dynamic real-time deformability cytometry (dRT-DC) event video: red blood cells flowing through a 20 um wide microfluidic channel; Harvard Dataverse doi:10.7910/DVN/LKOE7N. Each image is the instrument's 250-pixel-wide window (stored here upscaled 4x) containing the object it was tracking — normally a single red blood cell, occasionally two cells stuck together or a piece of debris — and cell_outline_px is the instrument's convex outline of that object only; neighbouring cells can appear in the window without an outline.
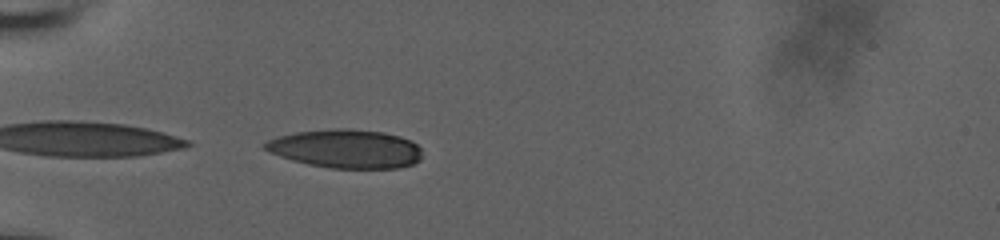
{"species": "human", "species_latin": "Homo sapiens", "temperature_condition": "room temperature", "stored_images_in_passage": 36, "camera_frame_rate_fps": 3000, "um_per_image_px": 0.085, "donor": {"sex": "male"}, "frame": {"image": 1, "passage_image": 1, "time_ms": 0.0, "image_size_px": [1000, 240], "cell_outline_px": [[420, 160], [412, 164], [396, 168], [332, 168], [308, 164], [292, 160], [268, 152], [260, 144], [276, 136], [296, 132], [332, 128], [352, 128], [384, 132], [400, 136], [412, 140], [420, 148]], "centroid_in_image_um": [29.37, 12.63], "position_along_channel_um": 55.6, "area_um2": 35.66}}
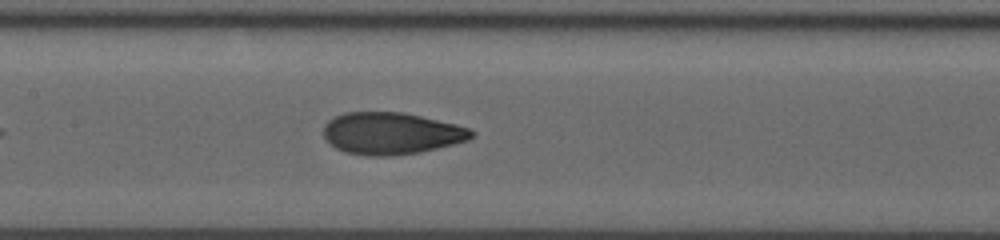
{"frame": {"image": 2, "passage_image": 12, "time_ms": 3.667, "image_size_px": [1000, 240], "cell_outline_px": [[476, 132], [468, 140], [420, 152], [392, 156], [368, 156], [344, 152], [336, 148], [324, 136], [324, 124], [328, 120], [344, 112], [404, 112], [456, 124], [468, 128]], "centroid_in_image_um": [33.25, 11.33], "position_along_channel_um": 174.2, "area_um2": 36.13}}
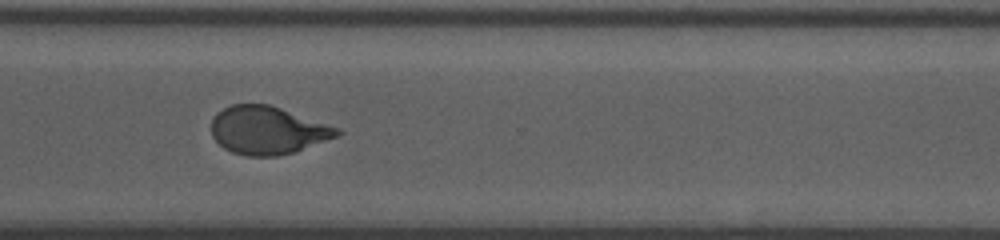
{"frame": {"image": 3, "passage_image": 26, "time_ms": 8.333, "image_size_px": [1000, 240], "cell_outline_px": [[344, 132], [340, 136], [296, 152], [276, 156], [248, 156], [232, 152], [224, 148], [212, 136], [212, 116], [216, 112], [232, 104], [268, 104], [340, 128]], "centroid_in_image_um": [22.78, 11.08], "position_along_channel_um": 347.8, "area_um2": 35.32}, "authors_computed_cell_mechanics": {"area_um2": 36.6163, "velocity_mm_per_s": 3.7376, "shape_relaxation_time_tau1_ms": 7.9452, "shape_relaxation_time_tau2_ms": 1.2812, "deformation_change_tau1": 0.2549, "deformation_change_tau2": 0.0727}}